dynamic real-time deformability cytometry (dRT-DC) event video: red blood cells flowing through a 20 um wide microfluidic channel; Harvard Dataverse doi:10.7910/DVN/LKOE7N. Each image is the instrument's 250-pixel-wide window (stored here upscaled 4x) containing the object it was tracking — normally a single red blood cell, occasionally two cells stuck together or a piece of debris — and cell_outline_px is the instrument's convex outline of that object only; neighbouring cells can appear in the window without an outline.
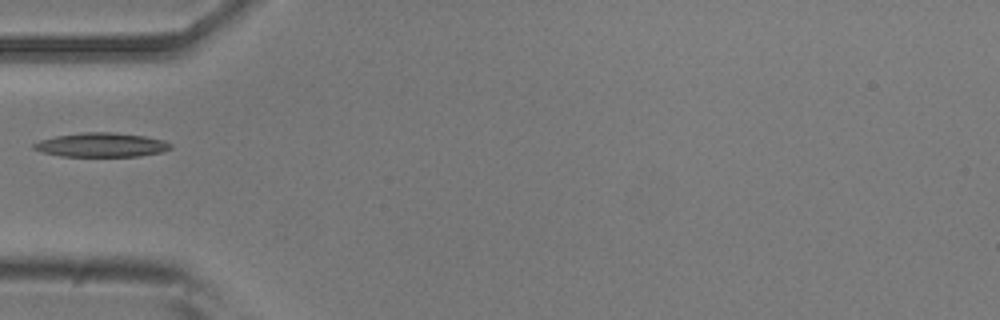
{"species": "common noctule bat (a hibernating species)", "species_latin": "Nyctalus noctula", "temperature_condition": "room temperature", "stored_images_in_passage": 34, "camera_frame_rate_fps": 3000, "um_per_image_px": 0.085, "animal": {"sex": "male", "body_mass_g": 20.5, "forearm_length_mm": 52.5}, "frame": {"image": 1, "passage_image": 1, "time_ms": 0.0, "image_size_px": [1000, 320], "cell_outline_px": [[172, 148], [160, 152], [140, 156], [60, 156], [44, 152], [32, 148], [32, 144], [40, 140], [56, 136], [84, 132], [112, 132], [144, 136], [164, 140], [172, 144]], "centroid_in_image_um": [8.62, 12.31], "position_along_channel_um": 76.4, "area_um2": 19.13}}
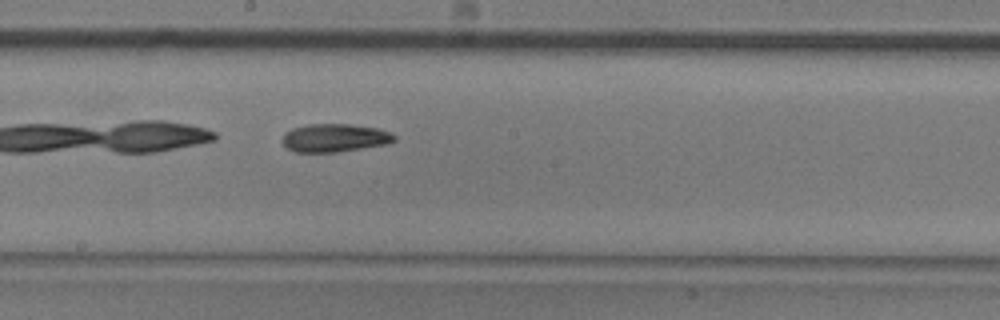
{"frame": {"image": 2, "passage_image": 12, "time_ms": 3.667, "image_size_px": [1000, 320], "cell_outline_px": [[396, 140], [388, 144], [336, 152], [296, 152], [288, 148], [280, 140], [284, 132], [292, 128], [308, 124], [348, 124], [376, 128], [392, 132], [396, 136]], "centroid_in_image_um": [28.44, 11.71], "position_along_channel_um": 219.8, "area_um2": 18.5}}
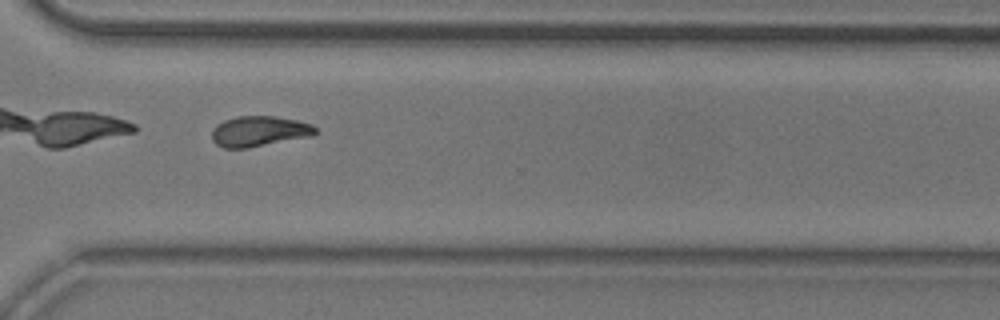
{"frame": {"image": 3, "passage_image": 22, "time_ms": 7.0, "image_size_px": [1000, 320], "cell_outline_px": [[320, 132], [312, 136], [248, 148], [224, 148], [216, 144], [212, 140], [212, 128], [216, 124], [224, 120], [236, 116], [272, 116], [296, 120], [312, 124]], "centroid_in_image_um": [22.03, 11.16], "position_along_channel_um": 348.6, "area_um2": 18.55}}